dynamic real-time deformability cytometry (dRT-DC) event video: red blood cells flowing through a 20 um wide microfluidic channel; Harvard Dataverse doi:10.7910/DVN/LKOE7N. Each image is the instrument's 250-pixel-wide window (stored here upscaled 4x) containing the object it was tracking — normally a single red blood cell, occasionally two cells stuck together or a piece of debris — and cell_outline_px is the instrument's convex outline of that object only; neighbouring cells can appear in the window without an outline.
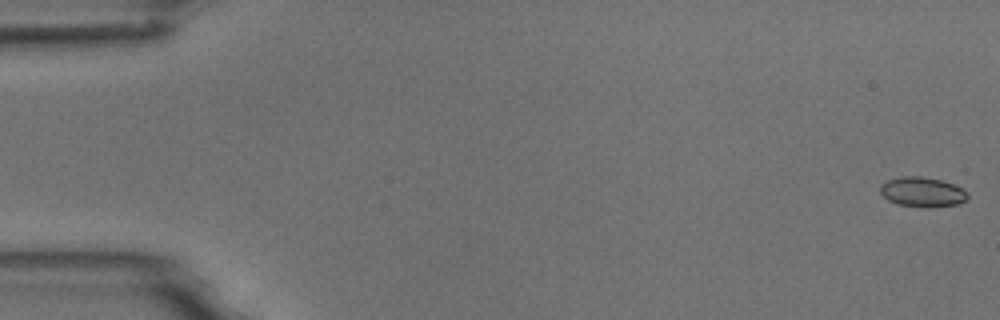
{"species": "common noctule bat (a hibernating species)", "species_latin": "Nyctalus noctula", "temperature_condition": "room temperature", "stored_images_in_passage": 6, "camera_frame_rate_fps": 3000, "um_per_image_px": 0.085, "animal": {"sex": "male", "body_mass_g": 18.8}, "frame": {"image": 1, "passage_image": 1, "time_ms": 0.0, "image_size_px": [1000, 320], "cell_outline_px": [[968, 196], [964, 200], [956, 204], [928, 208], [896, 204], [888, 200], [880, 192], [880, 184], [888, 180], [904, 176], [920, 176], [940, 180], [952, 184], [968, 192]], "centroid_in_image_um": [78.36, 16.32], "position_along_channel_um": 6.6, "area_um2": 15.03}}
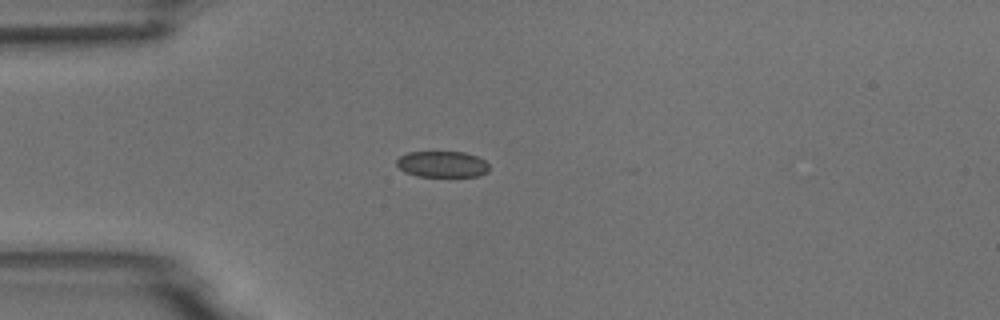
{"frame": {"image": 2, "passage_image": 5, "time_ms": 4.667, "image_size_px": [1000, 320], "cell_outline_px": [[488, 172], [480, 176], [416, 176], [404, 172], [396, 164], [396, 160], [400, 156], [408, 152], [464, 152], [476, 156], [484, 160], [488, 164]], "centroid_in_image_um": [37.58, 13.96], "position_along_channel_um": 47.4, "area_um2": 14.1}}